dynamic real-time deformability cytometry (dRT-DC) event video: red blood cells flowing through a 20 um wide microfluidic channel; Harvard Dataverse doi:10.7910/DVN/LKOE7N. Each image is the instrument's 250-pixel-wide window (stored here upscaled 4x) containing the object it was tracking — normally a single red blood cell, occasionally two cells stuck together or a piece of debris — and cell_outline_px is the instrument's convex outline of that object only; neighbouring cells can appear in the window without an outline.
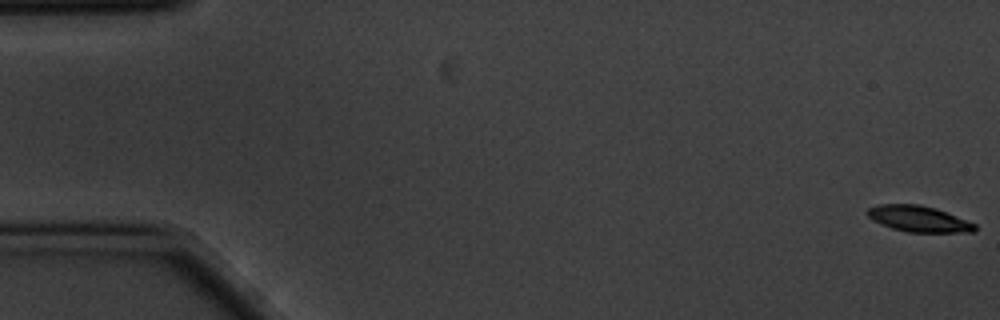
{"species": "common noctule bat (a hibernating species)", "species_latin": "Nyctalus noctula", "temperature_condition": "cold", "stored_images_in_passage": 5, "camera_frame_rate_fps": 3000, "um_per_image_px": 0.085, "animal": {"sex": "male", "body_mass_g": 20.1, "forearm_length_mm": 53.5}, "frame": {"image": 1, "passage_image": 1, "time_ms": 0.0, "image_size_px": [1000, 320], "cell_outline_px": [[976, 232], [908, 232], [892, 228], [880, 224], [872, 220], [864, 212], [868, 208], [876, 204], [920, 204], [936, 208], [976, 224]], "centroid_in_image_um": [78.04, 18.59], "position_along_channel_um": 7.0, "area_um2": 16.42}}
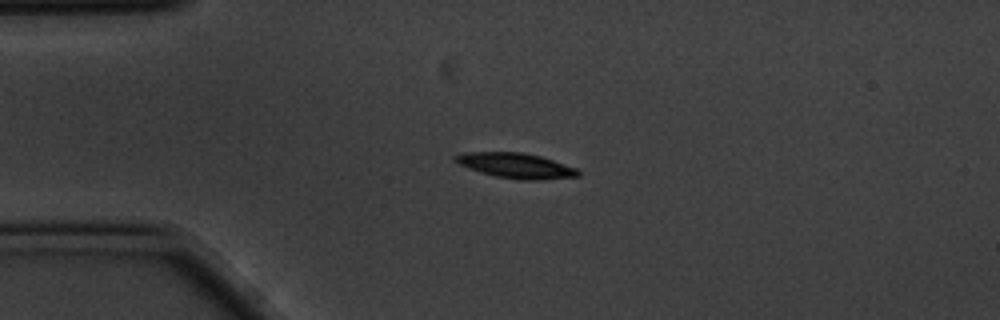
{"frame": {"image": 2, "passage_image": 4, "time_ms": 1.0, "image_size_px": [1000, 320], "cell_outline_px": [[580, 176], [540, 180], [520, 180], [496, 176], [480, 172], [460, 164], [452, 160], [452, 156], [464, 152], [520, 152], [540, 156], [576, 168], [580, 172]], "centroid_in_image_um": [43.83, 14.07], "position_along_channel_um": 41.2, "area_um2": 17.92}}